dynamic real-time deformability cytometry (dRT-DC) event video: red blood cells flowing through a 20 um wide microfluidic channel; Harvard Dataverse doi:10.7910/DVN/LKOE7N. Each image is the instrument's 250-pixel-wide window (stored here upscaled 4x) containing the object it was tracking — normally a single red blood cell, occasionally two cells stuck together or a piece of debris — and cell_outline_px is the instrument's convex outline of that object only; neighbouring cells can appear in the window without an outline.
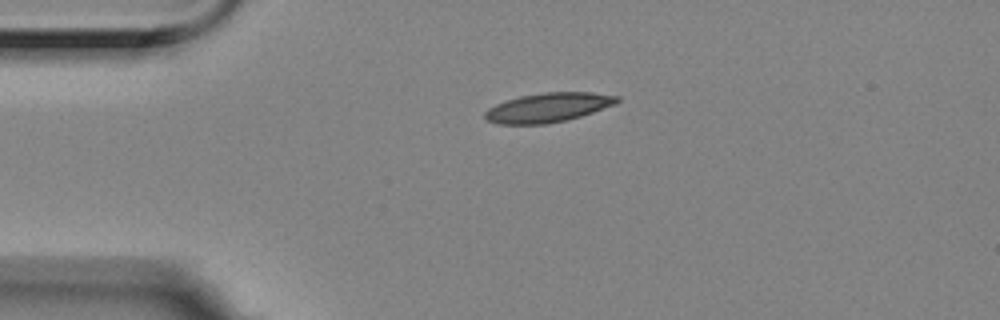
{"species": "Egyptian fruit bat (a non-hibernating species)", "species_latin": "Rousettus aegyptiacus", "temperature_condition": "room temperature", "stored_images_in_passage": 38, "camera_frame_rate_fps": 3000, "um_per_image_px": 0.085, "animal": {"sex": "female"}, "frame": {"image": 1, "passage_image": 1, "time_ms": 0.0, "image_size_px": [1000, 320], "cell_outline_px": [[620, 100], [616, 104], [580, 116], [564, 120], [544, 124], [500, 124], [488, 120], [484, 116], [484, 112], [488, 108], [496, 104], [520, 96], [544, 92], [592, 92], [620, 96]], "centroid_in_image_um": [46.61, 9.13], "position_along_channel_um": 38.4, "area_um2": 22.37}}
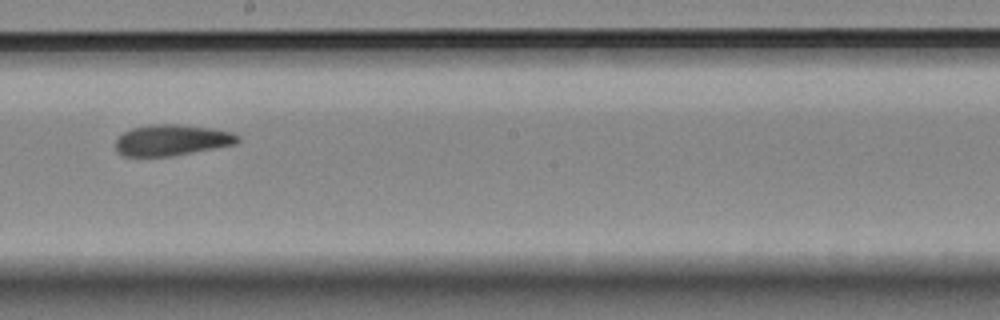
{"frame": {"image": 2, "passage_image": 20, "time_ms": 6.333, "image_size_px": [1000, 320], "cell_outline_px": [[240, 140], [236, 144], [172, 156], [124, 156], [116, 152], [116, 140], [124, 132], [132, 128], [152, 124], [176, 124], [212, 128], [232, 132], [240, 136]], "centroid_in_image_um": [14.61, 11.91], "position_along_channel_um": 233.6, "area_um2": 22.08}}
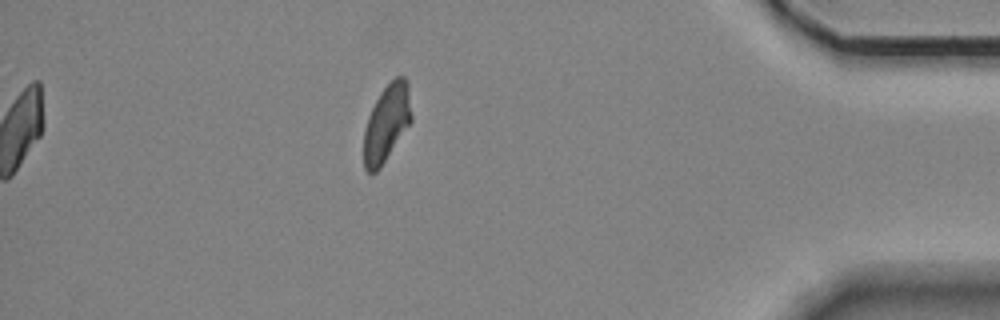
{"frame": {"image": 3, "passage_image": 38, "time_ms": 12.333, "image_size_px": [1000, 320], "cell_outline_px": [[412, 120], [380, 168], [376, 172], [368, 172], [364, 168], [364, 128], [368, 116], [380, 92], [396, 76], [404, 76], [408, 80], [412, 116]], "centroid_in_image_um": [32.87, 10.44], "position_along_channel_um": 402.3, "area_um2": 21.33}, "authors_computed_cell_mechanics": {"area_um2": 22.3686, "velocity_mm_per_s": 3.515, "shape_relaxation_time_tau1_ms": 6.894, "shape_relaxation_time_tau2_ms": 3.3306, "deformation_change_tau1": 0.1524, "deformation_change_tau2": 0.0993}}